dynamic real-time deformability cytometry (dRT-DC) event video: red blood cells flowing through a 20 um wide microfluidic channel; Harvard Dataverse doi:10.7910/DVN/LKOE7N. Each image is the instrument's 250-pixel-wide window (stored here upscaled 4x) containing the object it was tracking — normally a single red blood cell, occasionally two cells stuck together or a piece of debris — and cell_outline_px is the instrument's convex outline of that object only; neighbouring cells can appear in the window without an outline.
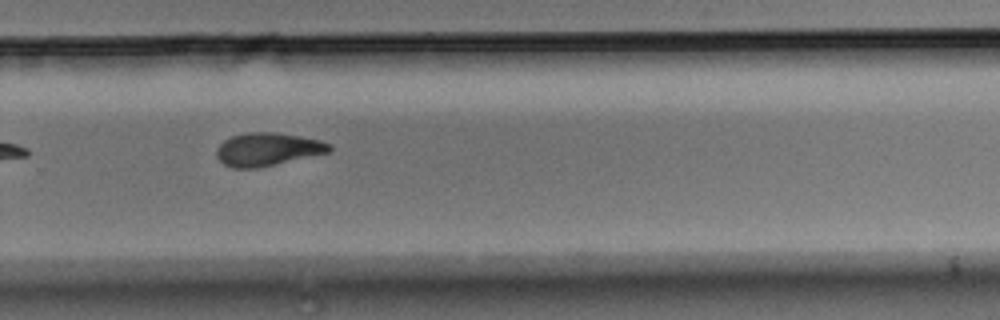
{"species": "Egyptian fruit bat (a non-hibernating species)", "species_latin": "Rousettus aegyptiacus", "temperature_condition": "room temperature", "stored_images_in_passage": 15, "camera_frame_rate_fps": 3000, "um_per_image_px": 0.085, "animal": {"sex": "male"}, "frame": {"image": 1, "passage_image": 11, "time_ms": 3.333, "image_size_px": [1000, 320], "cell_outline_px": [[332, 152], [256, 168], [232, 168], [224, 164], [216, 156], [216, 148], [224, 140], [232, 136], [248, 132], [276, 132], [320, 140], [332, 144]], "centroid_in_image_um": [22.76, 12.69], "position_along_channel_um": 307.0, "area_um2": 21.79}}
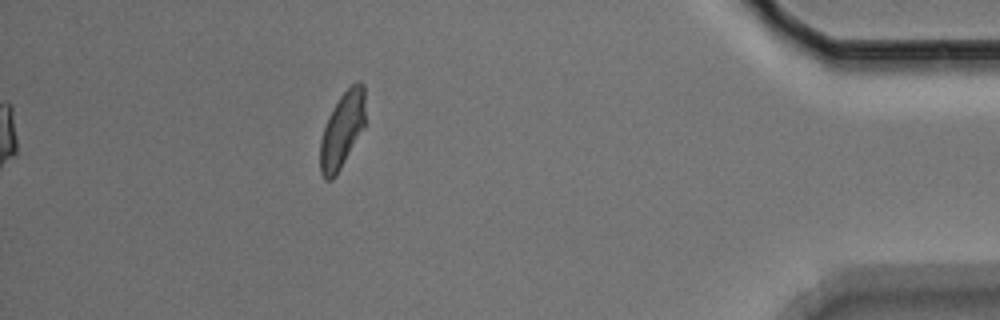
{"frame": {"image": 2, "passage_image": 15, "time_ms": 4.667, "image_size_px": [1000, 320], "cell_outline_px": [[364, 128], [336, 176], [332, 180], [324, 180], [320, 172], [320, 140], [328, 116], [340, 96], [356, 80], [360, 80], [364, 84]], "centroid_in_image_um": [29.08, 11.07], "position_along_channel_um": 406.1, "area_um2": 19.94}}